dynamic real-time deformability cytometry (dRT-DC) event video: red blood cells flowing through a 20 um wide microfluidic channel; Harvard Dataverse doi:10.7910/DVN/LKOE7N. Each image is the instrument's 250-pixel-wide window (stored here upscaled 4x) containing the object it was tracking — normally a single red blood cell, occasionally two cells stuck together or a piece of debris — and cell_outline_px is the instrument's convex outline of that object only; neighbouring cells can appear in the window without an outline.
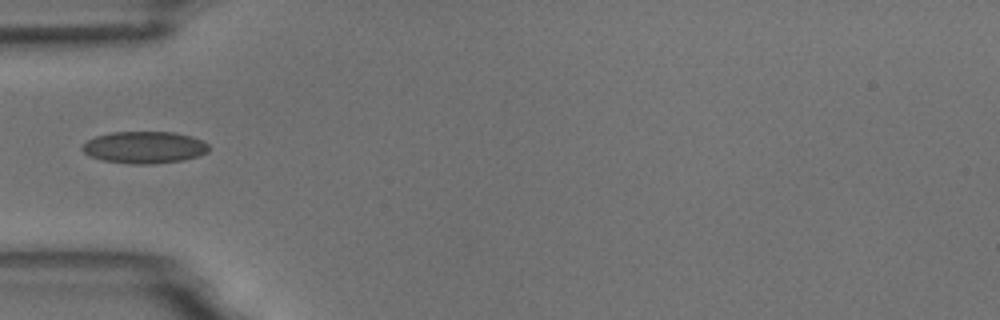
{"species": "common noctule bat (a hibernating species)", "species_latin": "Nyctalus noctula", "temperature_condition": "room temperature", "stored_images_in_passage": 5, "camera_frame_rate_fps": 3000, "um_per_image_px": 0.085, "animal": {"sex": "male", "body_mass_g": 18.8}, "frame": {"image": 1, "passage_image": 5, "time_ms": 5.0, "image_size_px": [1000, 320], "cell_outline_px": [[208, 152], [200, 156], [184, 160], [152, 164], [132, 164], [104, 160], [92, 156], [84, 152], [80, 148], [88, 140], [96, 136], [112, 132], [172, 132], [192, 136], [208, 144]], "centroid_in_image_um": [12.3, 12.53], "position_along_channel_um": 72.7, "area_um2": 23.47}}